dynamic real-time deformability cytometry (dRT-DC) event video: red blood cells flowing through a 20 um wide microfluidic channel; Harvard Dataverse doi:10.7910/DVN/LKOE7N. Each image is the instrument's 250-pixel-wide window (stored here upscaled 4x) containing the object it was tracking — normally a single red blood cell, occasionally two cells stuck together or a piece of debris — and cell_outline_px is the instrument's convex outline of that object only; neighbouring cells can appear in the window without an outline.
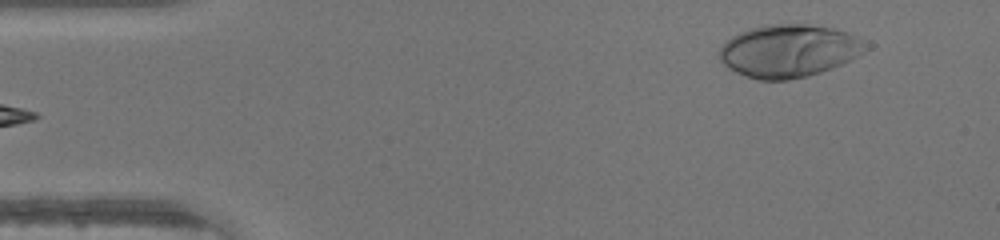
{"species": "human", "species_latin": "Homo sapiens", "temperature_condition": "warm", "stored_images_in_passage": 34, "camera_frame_rate_fps": 3000, "um_per_image_px": 0.085, "donor": {"sex": "male"}, "frame": {"image": 1, "passage_image": 1, "time_ms": 0.0, "image_size_px": [1000, 240], "cell_outline_px": [[872, 44], [860, 56], [832, 68], [808, 76], [788, 80], [760, 80], [744, 76], [728, 68], [720, 60], [720, 48], [732, 36], [748, 28], [764, 24], [808, 24], [832, 28], [844, 32]], "centroid_in_image_um": [67.07, 4.32], "position_along_channel_um": 17.9, "area_um2": 45.08}}
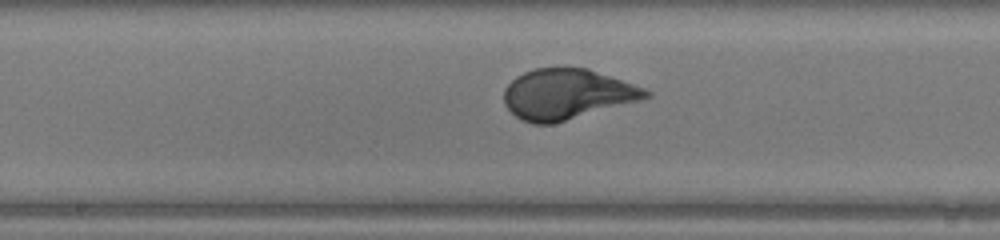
{"frame": {"image": 2, "passage_image": 20, "time_ms": 6.333, "image_size_px": [1000, 240], "cell_outline_px": [[652, 96], [640, 100], [552, 124], [532, 124], [520, 120], [504, 104], [504, 88], [516, 76], [524, 72], [536, 68], [588, 68], [644, 88], [652, 92]], "centroid_in_image_um": [48.17, 8.01], "position_along_channel_um": 200.0, "area_um2": 41.38}}
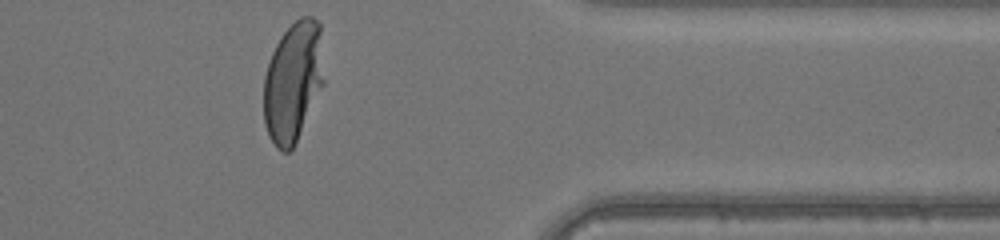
{"frame": {"image": 3, "passage_image": 34, "time_ms": 11.0, "image_size_px": [1000, 240], "cell_outline_px": [[324, 84], [296, 144], [288, 152], [284, 152], [276, 148], [264, 124], [264, 76], [272, 52], [280, 36], [300, 16], [312, 16], [320, 24], [324, 80]], "centroid_in_image_um": [24.92, 6.96], "position_along_channel_um": 386.5, "area_um2": 42.43}}